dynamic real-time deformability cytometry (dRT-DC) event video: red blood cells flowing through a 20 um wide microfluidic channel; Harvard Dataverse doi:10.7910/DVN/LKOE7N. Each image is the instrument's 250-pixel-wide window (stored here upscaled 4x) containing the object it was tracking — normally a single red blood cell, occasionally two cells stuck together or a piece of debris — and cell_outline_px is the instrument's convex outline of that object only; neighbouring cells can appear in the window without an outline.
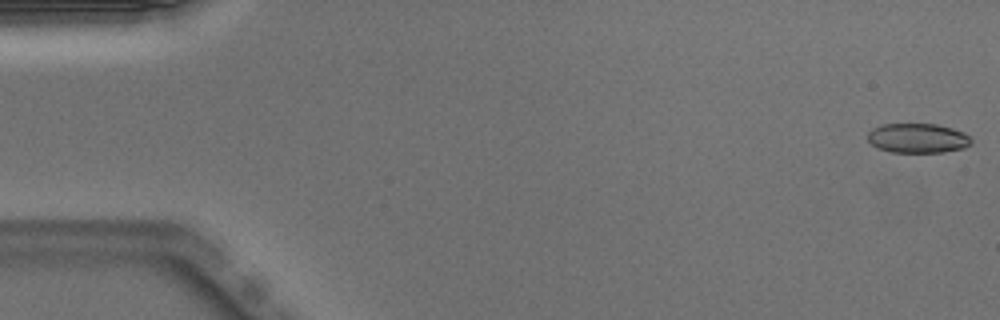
{"species": "Egyptian fruit bat (a non-hibernating species)", "species_latin": "Rousettus aegyptiacus", "temperature_condition": "warm", "stored_images_in_passage": 50, "camera_frame_rate_fps": 3000, "um_per_image_px": 0.085, "animal": {"sex": "male"}, "frame": {"image": 1, "passage_image": 1, "time_ms": 0.0, "image_size_px": [1000, 320], "cell_outline_px": [[972, 144], [964, 148], [944, 152], [892, 152], [876, 148], [868, 140], [868, 132], [872, 128], [880, 124], [936, 124], [952, 128], [964, 132], [972, 136]], "centroid_in_image_um": [78.03, 11.74], "position_along_channel_um": 7.0, "area_um2": 18.09}}
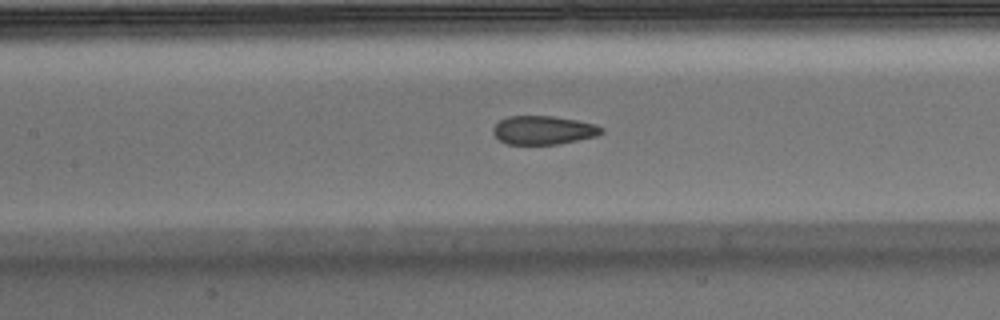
{"frame": {"image": 2, "passage_image": 23, "time_ms": 7.333, "image_size_px": [1000, 320], "cell_outline_px": [[604, 132], [596, 136], [556, 144], [508, 144], [500, 140], [492, 132], [492, 128], [500, 120], [508, 116], [552, 116], [576, 120], [596, 124], [604, 128]], "centroid_in_image_um": [46.19, 11.05], "position_along_channel_um": 161.2, "area_um2": 17.98}}
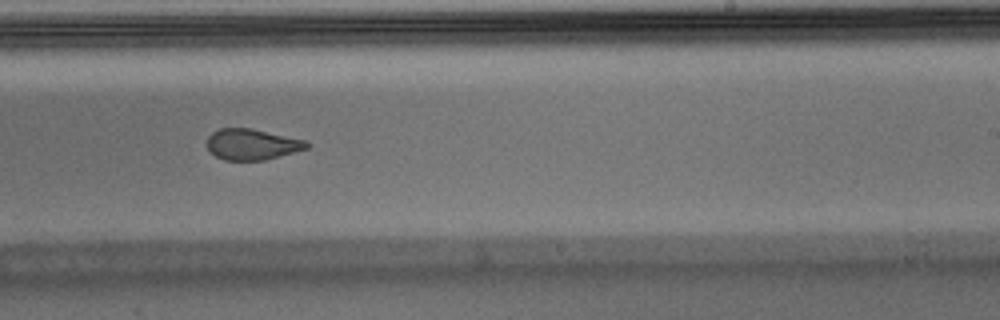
{"frame": {"image": 3, "passage_image": 31, "time_ms": 10.0, "image_size_px": [1000, 320], "cell_outline_px": [[308, 148], [264, 160], [224, 160], [216, 156], [208, 148], [208, 136], [212, 132], [220, 128], [252, 128], [304, 140], [308, 144]], "centroid_in_image_um": [21.39, 12.26], "position_along_channel_um": 267.6, "area_um2": 17.69}, "authors_computed_cell_mechanics": {"area_um2": 19.1896, "velocity_mm_per_s": 4.0002, "shape_relaxation_time_tau1_ms": null, "shape_relaxation_time_tau2_ms": 1.3173, "deformation_change_tau1": null, "deformation_change_tau2": 0.0642}}